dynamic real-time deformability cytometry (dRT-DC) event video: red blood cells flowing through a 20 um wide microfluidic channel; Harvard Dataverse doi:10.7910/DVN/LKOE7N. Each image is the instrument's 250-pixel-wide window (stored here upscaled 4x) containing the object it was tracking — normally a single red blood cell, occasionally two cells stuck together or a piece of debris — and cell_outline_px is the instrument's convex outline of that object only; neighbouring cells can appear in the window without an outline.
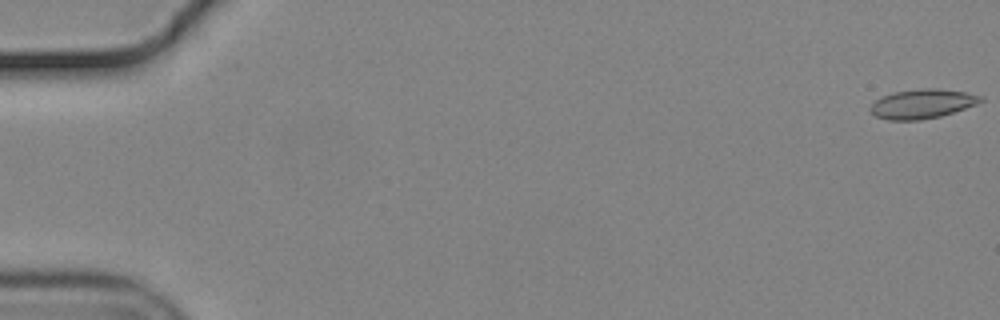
{"species": "common noctule bat (a hibernating species)", "species_latin": "Nyctalus noctula", "temperature_condition": "cold", "stored_images_in_passage": 57, "camera_frame_rate_fps": 3000, "um_per_image_px": 0.085, "animal": {"sex": "male", "body_mass_g": 19.2, "forearm_length_mm": 51.8}, "frame": {"image": 1, "passage_image": 1, "time_ms": 0.0, "image_size_px": [1000, 320], "cell_outline_px": [[984, 100], [976, 104], [940, 116], [920, 120], [888, 120], [876, 116], [868, 108], [880, 96], [892, 92], [920, 88], [936, 88], [964, 92], [984, 96]], "centroid_in_image_um": [78.36, 8.81], "position_along_channel_um": 6.6, "area_um2": 18.84}}
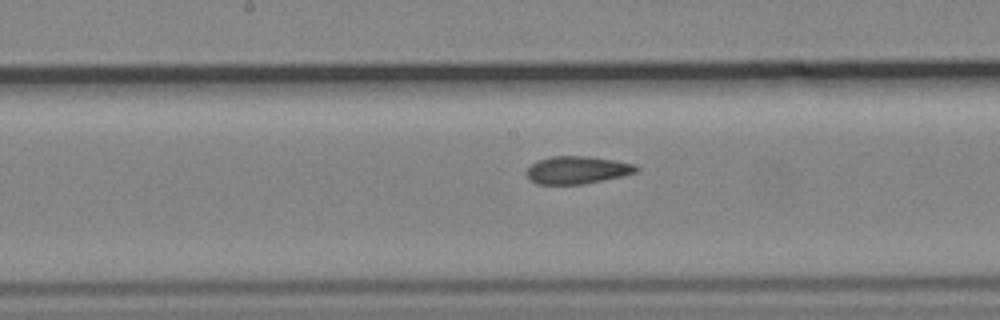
{"frame": {"image": 2, "passage_image": 30, "time_ms": 9.667, "image_size_px": [1000, 320], "cell_outline_px": [[640, 168], [636, 172], [624, 176], [584, 184], [536, 184], [528, 180], [528, 168], [536, 160], [548, 156], [588, 156], [636, 164]], "centroid_in_image_um": [49.07, 14.45], "position_along_channel_um": 199.1, "area_um2": 17.8}}
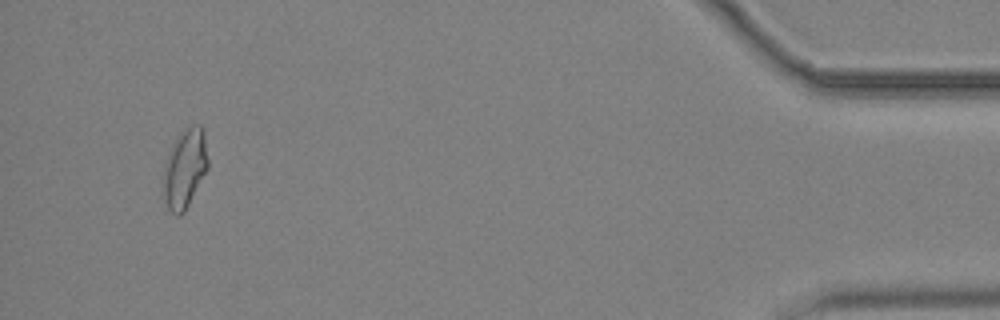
{"frame": {"image": 3, "passage_image": 54, "time_ms": 17.667, "image_size_px": [1000, 320], "cell_outline_px": [[208, 168], [184, 212], [180, 216], [176, 216], [168, 208], [160, 192], [160, 180], [168, 152], [172, 144], [192, 124], [200, 124], [204, 128], [208, 160]], "centroid_in_image_um": [15.66, 14.37], "position_along_channel_um": 419.5, "area_um2": 20.98}, "authors_computed_cell_mechanics": {"area_um2": 18.496, "velocity_mm_per_s": 3.6876, "shape_relaxation_time_tau1_ms": null, "shape_relaxation_time_tau2_ms": 3.7448, "deformation_change_tau1": null, "deformation_change_tau2": 0.0917}}